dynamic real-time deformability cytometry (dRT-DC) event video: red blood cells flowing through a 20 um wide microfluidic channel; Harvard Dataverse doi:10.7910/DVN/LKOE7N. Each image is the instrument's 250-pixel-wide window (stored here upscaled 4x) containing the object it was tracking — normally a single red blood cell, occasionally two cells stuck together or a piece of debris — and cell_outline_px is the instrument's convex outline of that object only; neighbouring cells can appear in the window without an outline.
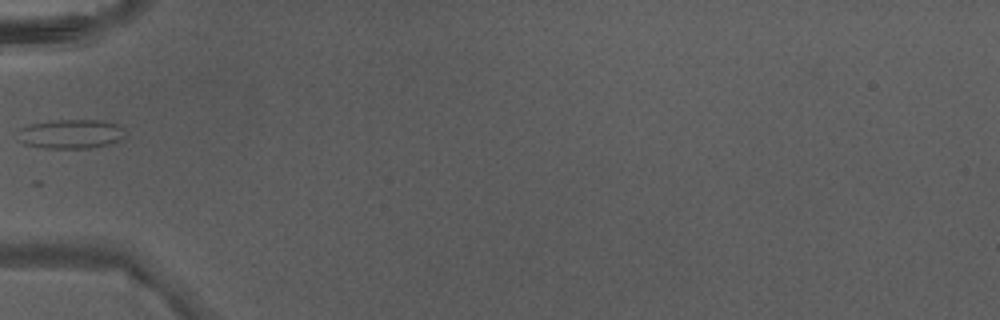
{"species": "Egyptian fruit bat (a non-hibernating species)", "species_latin": "Rousettus aegyptiacus", "temperature_condition": "warm", "stored_images_in_passage": 5, "camera_frame_rate_fps": 3000, "um_per_image_px": 0.085, "animal": {"sex": "male"}, "frame": {"image": 1, "passage_image": 5, "time_ms": 1.333, "image_size_px": [1000, 320], "cell_outline_px": [[124, 136], [120, 140], [108, 144], [88, 148], [44, 148], [24, 144], [20, 140], [20, 128], [28, 124], [52, 120], [100, 120], [116, 124], [120, 128]], "centroid_in_image_um": [5.98, 11.38], "position_along_channel_um": 79.0, "area_um2": 18.03}}